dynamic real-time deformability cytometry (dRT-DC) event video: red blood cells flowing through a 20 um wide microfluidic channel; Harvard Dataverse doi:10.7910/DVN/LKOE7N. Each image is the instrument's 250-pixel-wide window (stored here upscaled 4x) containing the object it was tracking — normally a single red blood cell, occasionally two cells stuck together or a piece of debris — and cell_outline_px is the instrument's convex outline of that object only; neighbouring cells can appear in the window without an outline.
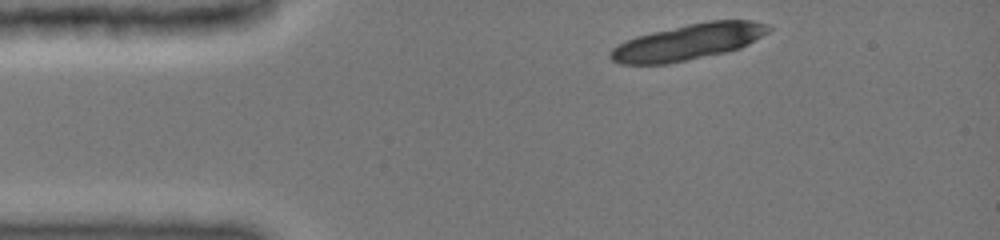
{"species": "common noctule bat (a hibernating species)", "species_latin": "Nyctalus noctula", "temperature_condition": "cold", "stored_images_in_passage": 11, "camera_frame_rate_fps": 3000, "um_per_image_px": 0.085, "animal": {"sex": "female", "body_mass_g": 19.0, "forearm_length_mm": 51.5}, "frame": {"image": 1, "passage_image": 1, "time_ms": 0.0, "image_size_px": [1000, 240], "cell_outline_px": [[772, 28], [768, 32], [748, 44], [740, 48], [724, 52], [668, 64], [620, 64], [612, 60], [608, 56], [608, 52], [612, 48], [624, 40], [636, 36], [652, 32], [688, 24], [712, 20], [752, 20], [768, 24]], "centroid_in_image_um": [58.46, 3.57], "position_along_channel_um": 26.5, "area_um2": 33.06}}